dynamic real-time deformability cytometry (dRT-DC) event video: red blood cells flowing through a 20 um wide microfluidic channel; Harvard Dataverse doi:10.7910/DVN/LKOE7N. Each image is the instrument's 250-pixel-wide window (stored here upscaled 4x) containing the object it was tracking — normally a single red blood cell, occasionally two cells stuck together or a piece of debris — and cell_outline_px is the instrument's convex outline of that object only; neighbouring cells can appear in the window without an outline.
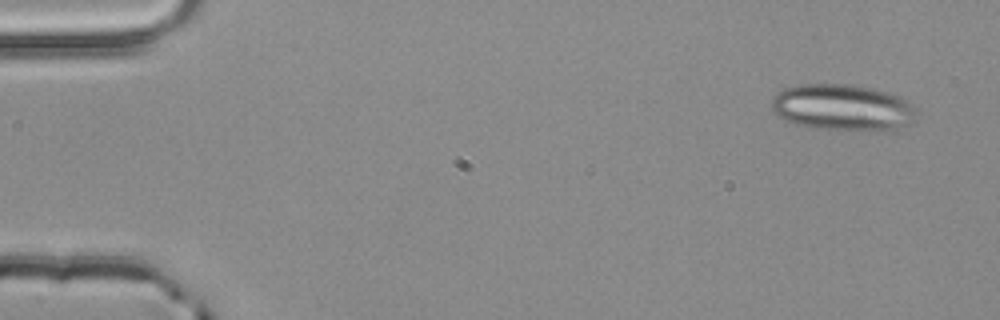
{"species": "common noctule bat (a hibernating species)", "species_latin": "Nyctalus noctula", "temperature_condition": "room temperature", "stored_images_in_passage": 4, "camera_frame_rate_fps": 3000, "um_per_image_px": 0.085, "animal": {"sex": "male", "body_mass_g": 20.4}, "frame": {"image": 1, "passage_image": 1, "time_ms": 0.0, "image_size_px": [1000, 320], "cell_outline_px": [[916, 120], [912, 124], [888, 132], [876, 132], [816, 128], [796, 124], [784, 120], [776, 116], [772, 112], [772, 96], [776, 92], [784, 88], [800, 84], [856, 84], [888, 92], [900, 96], [908, 100], [916, 108]], "centroid_in_image_um": [71.67, 9.15], "position_along_channel_um": 13.3, "area_um2": 40.4}}